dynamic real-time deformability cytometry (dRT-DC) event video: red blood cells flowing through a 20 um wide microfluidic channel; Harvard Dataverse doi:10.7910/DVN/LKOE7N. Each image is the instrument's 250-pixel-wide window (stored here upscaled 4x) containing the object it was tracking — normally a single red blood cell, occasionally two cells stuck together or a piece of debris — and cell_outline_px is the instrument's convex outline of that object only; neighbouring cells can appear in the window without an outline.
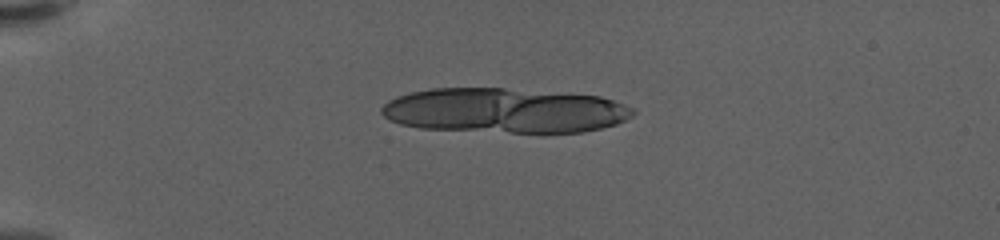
{"species": "human", "species_latin": "Homo sapiens", "temperature_condition": "warm", "stored_images_in_passage": 20, "camera_frame_rate_fps": 3000, "um_per_image_px": 0.085, "donor": {"sex": "female"}, "frame": {"image": 1, "passage_image": 15, "time_ms": 4.667, "image_size_px": [1000, 240], "cell_outline_px": [[636, 112], [632, 116], [616, 124], [584, 132], [512, 132], [420, 128], [400, 124], [384, 116], [380, 112], [380, 108], [388, 100], [396, 96], [412, 92], [432, 88], [504, 88], [600, 96], [636, 108]], "centroid_in_image_um": [42.89, 9.39], "position_along_channel_um": 42.1, "area_um2": 65.55}}